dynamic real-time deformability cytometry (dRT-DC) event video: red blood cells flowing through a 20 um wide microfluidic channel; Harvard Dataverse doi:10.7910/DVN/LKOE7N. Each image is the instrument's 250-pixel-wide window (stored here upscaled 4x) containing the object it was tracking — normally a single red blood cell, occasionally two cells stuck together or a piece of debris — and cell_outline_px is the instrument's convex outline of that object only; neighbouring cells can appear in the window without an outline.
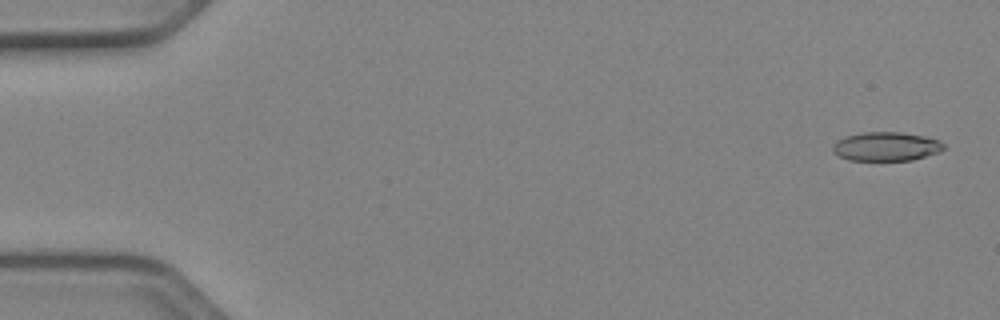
{"species": "Egyptian fruit bat (a non-hibernating species)", "species_latin": "Rousettus aegyptiacus", "temperature_condition": "cold", "stored_images_in_passage": 19, "camera_frame_rate_fps": 3000, "um_per_image_px": 0.085, "animal": {"sex": "female"}, "frame": {"image": 1, "passage_image": 2, "time_ms": 0.333, "image_size_px": [1000, 320], "cell_outline_px": [[944, 148], [940, 152], [912, 160], [848, 160], [832, 152], [832, 148], [836, 140], [844, 136], [860, 132], [900, 132], [924, 136], [936, 140], [944, 144]], "centroid_in_image_um": [75.28, 12.44], "position_along_channel_um": 9.7, "area_um2": 18.73}}
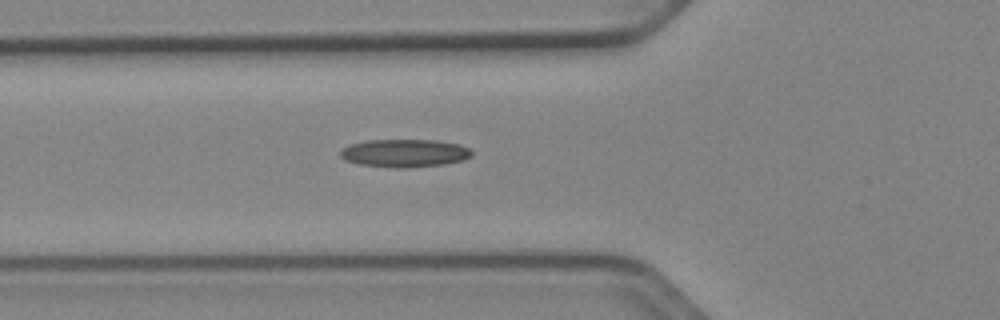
{"frame": {"image": 2, "passage_image": 19, "time_ms": 6.0, "image_size_px": [1000, 320], "cell_outline_px": [[472, 156], [464, 160], [444, 164], [408, 168], [396, 168], [360, 164], [344, 160], [340, 156], [340, 152], [348, 144], [368, 140], [436, 140], [460, 144], [472, 148]], "centroid_in_image_um": [34.43, 13.01], "position_along_channel_um": 91.4, "area_um2": 21.62}}